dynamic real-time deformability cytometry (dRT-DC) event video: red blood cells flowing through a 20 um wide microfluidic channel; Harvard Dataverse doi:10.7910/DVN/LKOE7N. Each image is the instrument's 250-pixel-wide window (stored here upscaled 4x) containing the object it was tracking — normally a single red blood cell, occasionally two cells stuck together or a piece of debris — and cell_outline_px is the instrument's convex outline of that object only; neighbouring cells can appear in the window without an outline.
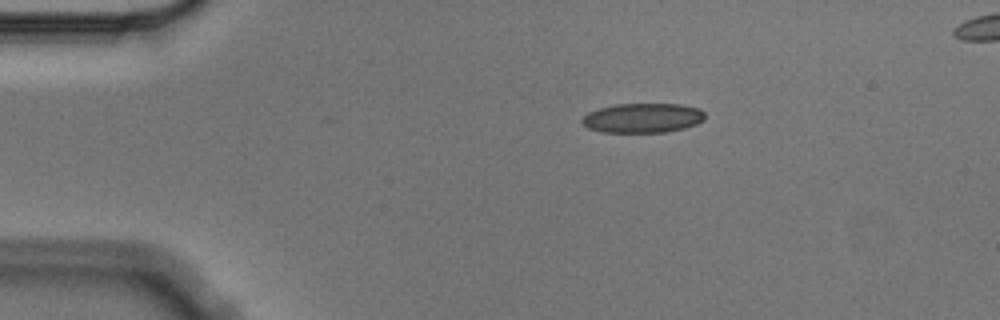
{"species": "Egyptian fruit bat (a non-hibernating species)", "species_latin": "Rousettus aegyptiacus", "temperature_condition": "cold", "stored_images_in_passage": 3, "camera_frame_rate_fps": 3000, "um_per_image_px": 0.085, "animal": {"sex": "male"}, "frame": {"image": 1, "passage_image": 1, "time_ms": 0.0, "image_size_px": [1000, 320], "cell_outline_px": [[704, 120], [696, 124], [684, 128], [664, 132], [604, 132], [588, 128], [580, 120], [588, 112], [600, 108], [616, 104], [680, 104], [700, 108], [704, 112]], "centroid_in_image_um": [54.64, 10.02], "position_along_channel_um": 30.4, "area_um2": 21.1}}